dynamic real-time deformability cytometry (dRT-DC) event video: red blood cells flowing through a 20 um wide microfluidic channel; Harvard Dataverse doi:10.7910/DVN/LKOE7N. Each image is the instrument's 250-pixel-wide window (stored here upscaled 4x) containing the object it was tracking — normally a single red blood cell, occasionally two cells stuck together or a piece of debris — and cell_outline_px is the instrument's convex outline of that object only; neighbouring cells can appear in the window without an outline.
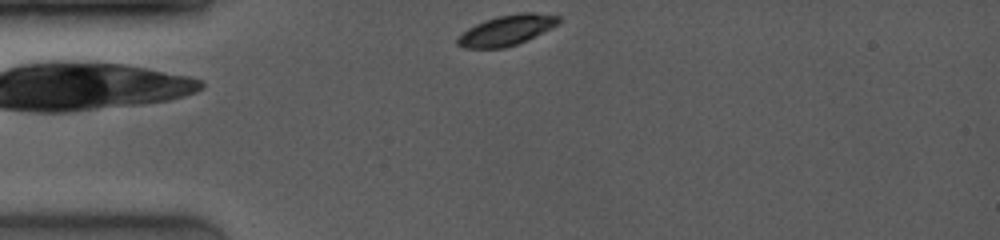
{"species": "common noctule bat (a hibernating species)", "species_latin": "Nyctalus noctula", "temperature_condition": "room temperature", "stored_images_in_passage": 30, "camera_frame_rate_fps": 4000, "um_per_image_px": 0.085, "animal": {"sex": "female", "body_mass_g": 19.0, "forearm_length_mm": 53.3}, "frame": {"image": 1, "passage_image": 1, "time_ms": 0.0, "image_size_px": [1000, 240], "cell_outline_px": [[560, 20], [552, 28], [516, 44], [504, 48], [464, 48], [456, 44], [456, 40], [468, 28], [484, 20], [500, 16], [520, 12], [532, 12], [560, 16]], "centroid_in_image_um": [43.05, 2.57], "position_along_channel_um": 41.9, "area_um2": 17.57}}
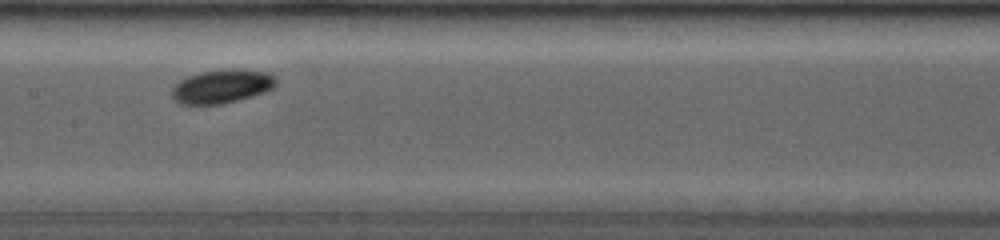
{"frame": {"image": 2, "passage_image": 29, "time_ms": 4.25, "image_size_px": [1000, 240], "cell_outline_px": [[276, 84], [272, 88], [264, 92], [252, 96], [220, 104], [180, 104], [172, 96], [172, 88], [180, 80], [188, 76], [200, 72], [228, 68], [244, 68], [268, 72], [276, 76]], "centroid_in_image_um": [18.89, 7.31], "position_along_channel_um": 188.5, "area_um2": 20.58}}